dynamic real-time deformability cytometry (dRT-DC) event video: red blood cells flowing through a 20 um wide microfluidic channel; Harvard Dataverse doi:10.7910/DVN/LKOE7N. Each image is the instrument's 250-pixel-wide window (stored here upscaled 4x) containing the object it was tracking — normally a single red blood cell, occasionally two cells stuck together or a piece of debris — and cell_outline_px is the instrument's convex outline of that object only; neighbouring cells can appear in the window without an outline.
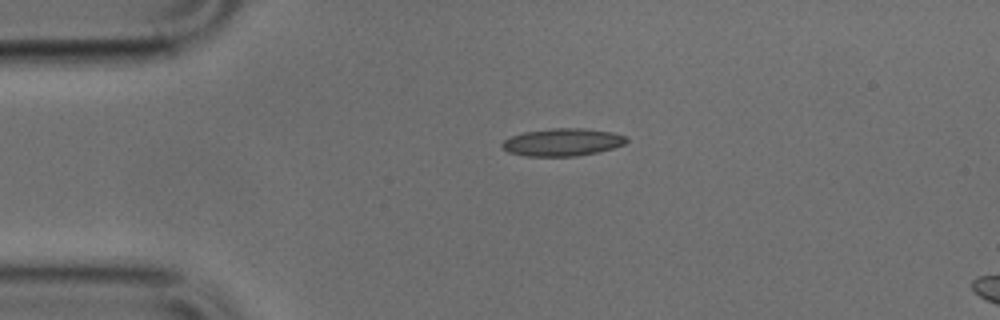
{"species": "common noctule bat (a hibernating species)", "species_latin": "Nyctalus noctula", "temperature_condition": "cold", "stored_images_in_passage": 41, "camera_frame_rate_fps": 3000, "um_per_image_px": 0.085, "animal": {"sex": "male", "body_mass_g": 17.9, "forearm_length_mm": 54.2}, "frame": {"image": 1, "passage_image": 1, "time_ms": 0.0, "image_size_px": [1000, 320], "cell_outline_px": [[628, 140], [624, 144], [612, 148], [596, 152], [576, 156], [528, 156], [508, 152], [500, 144], [504, 140], [512, 136], [524, 132], [552, 128], [584, 128], [612, 132], [628, 136]], "centroid_in_image_um": [47.83, 12.08], "position_along_channel_um": 37.2, "area_um2": 19.88}}
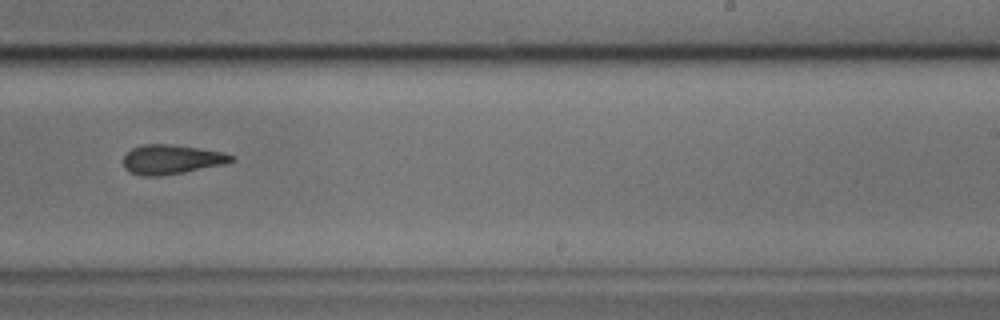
{"frame": {"image": 2, "passage_image": 21, "time_ms": 6.667, "image_size_px": [1000, 320], "cell_outline_px": [[236, 160], [224, 164], [184, 172], [160, 176], [140, 176], [128, 172], [124, 168], [124, 156], [132, 148], [144, 144], [168, 144], [224, 152], [236, 156]], "centroid_in_image_um": [14.58, 13.56], "position_along_channel_um": 274.4, "area_um2": 18.55}}
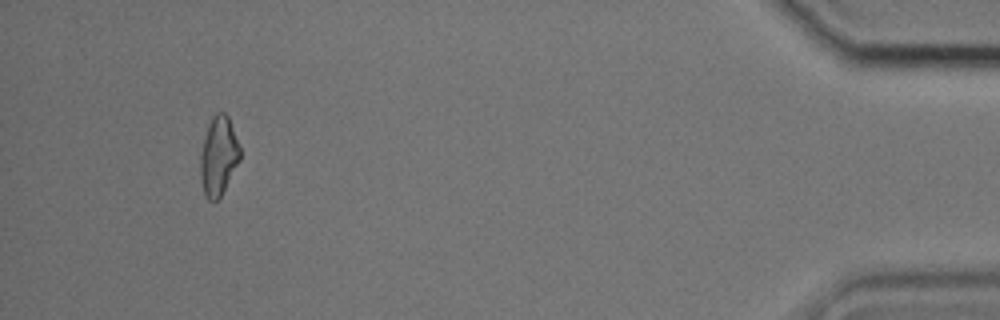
{"frame": {"image": 3, "passage_image": 37, "time_ms": 12.0, "image_size_px": [1000, 320], "cell_outline_px": [[240, 160], [220, 196], [216, 200], [208, 200], [204, 196], [200, 180], [200, 156], [204, 136], [208, 124], [212, 116], [216, 112], [224, 112], [228, 116], [240, 144]], "centroid_in_image_um": [18.56, 13.24], "position_along_channel_um": 416.6, "area_um2": 18.38}}